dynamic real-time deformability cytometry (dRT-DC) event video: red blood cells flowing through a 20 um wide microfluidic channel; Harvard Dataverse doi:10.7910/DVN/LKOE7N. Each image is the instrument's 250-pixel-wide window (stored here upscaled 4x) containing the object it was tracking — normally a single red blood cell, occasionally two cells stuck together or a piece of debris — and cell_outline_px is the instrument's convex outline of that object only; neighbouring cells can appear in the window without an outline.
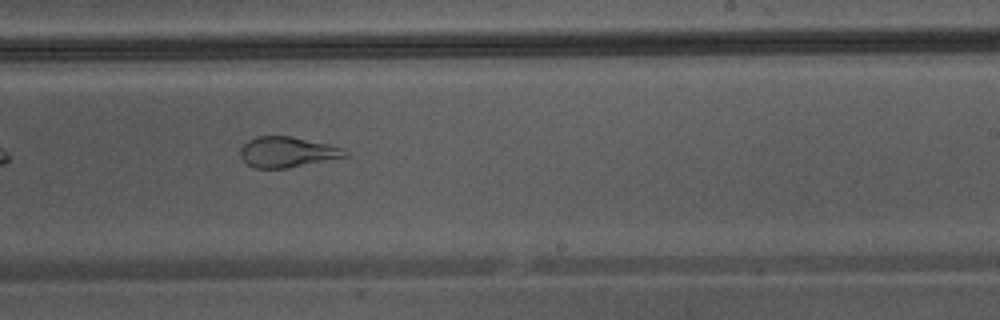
{"species": "Egyptian fruit bat (a non-hibernating species)", "species_latin": "Rousettus aegyptiacus", "temperature_condition": "warm", "stored_images_in_passage": 28, "camera_frame_rate_fps": 3000, "um_per_image_px": 0.085, "animal": {"sex": "male"}, "frame": {"image": 1, "passage_image": 16, "time_ms": 5.0, "image_size_px": [1000, 320], "cell_outline_px": [[348, 156], [284, 168], [256, 168], [248, 164], [240, 156], [240, 148], [248, 140], [256, 136], [292, 136], [328, 144], [344, 148], [348, 152]], "centroid_in_image_um": [24.41, 12.91], "position_along_channel_um": 264.6, "area_um2": 18.44}}